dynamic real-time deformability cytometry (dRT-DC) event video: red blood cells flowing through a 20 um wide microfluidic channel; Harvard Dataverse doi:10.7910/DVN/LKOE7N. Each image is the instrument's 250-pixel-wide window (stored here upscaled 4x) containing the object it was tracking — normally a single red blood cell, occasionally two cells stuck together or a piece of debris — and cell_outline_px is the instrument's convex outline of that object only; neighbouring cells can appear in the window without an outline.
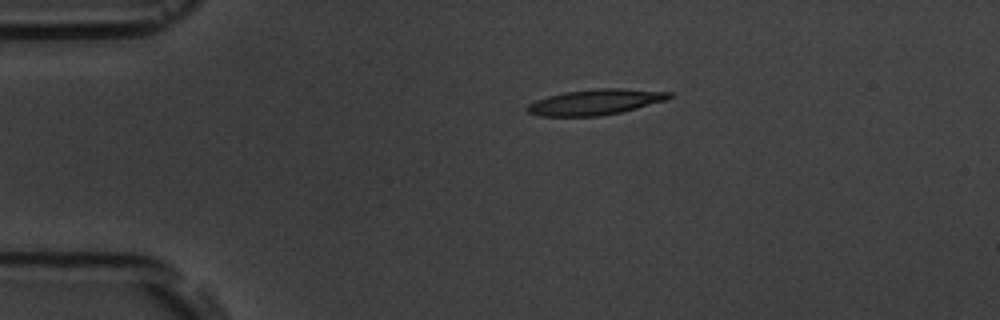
{"species": "common noctule bat (a hibernating species)", "species_latin": "Nyctalus noctula", "temperature_condition": "room temperature", "stored_images_in_passage": 9, "camera_frame_rate_fps": 3000, "um_per_image_px": 0.085, "animal": {"sex": "male", "body_mass_g": 19.5, "forearm_length_mm": 54.6}, "frame": {"image": 1, "passage_image": 1, "time_ms": 0.0, "image_size_px": [1000, 320], "cell_outline_px": [[672, 96], [664, 100], [636, 108], [620, 112], [600, 116], [540, 116], [528, 112], [524, 108], [528, 104], [536, 100], [548, 96], [564, 92], [596, 88], [620, 88], [672, 92]], "centroid_in_image_um": [50.56, 8.67], "position_along_channel_um": 34.4, "area_um2": 21.04}}
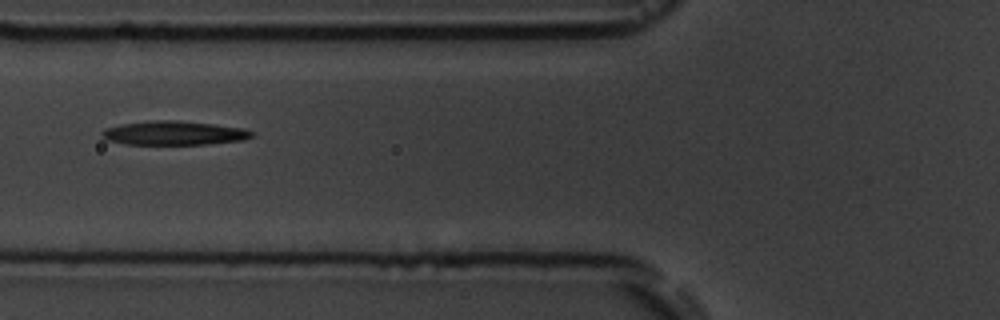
{"frame": {"image": 2, "passage_image": 4, "time_ms": 3.333, "image_size_px": [1000, 320], "cell_outline_px": [[252, 136], [244, 140], [208, 144], [124, 144], [104, 140], [100, 136], [100, 132], [104, 128], [120, 124], [148, 120], [176, 120], [212, 124], [244, 128], [252, 132]], "centroid_in_image_um": [14.69, 11.3], "position_along_channel_um": 111.1, "area_um2": 21.15}}
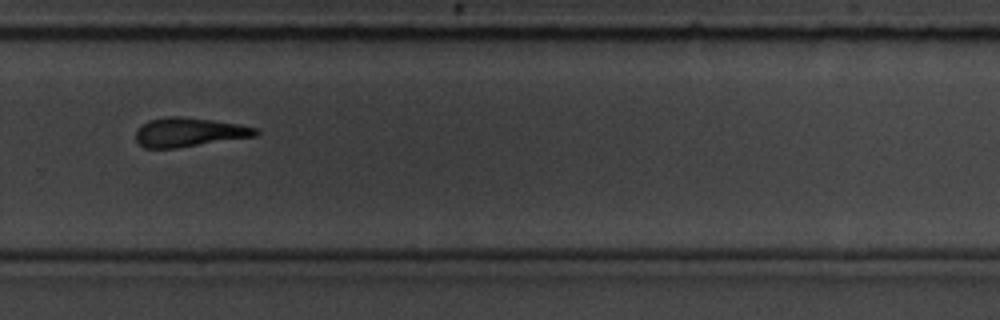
{"frame": {"image": 3, "passage_image": 9, "time_ms": 9.0, "image_size_px": [1000, 320], "cell_outline_px": [[260, 132], [256, 136], [176, 148], [144, 148], [136, 140], [136, 132], [148, 120], [168, 116], [180, 116], [212, 120], [240, 124], [256, 128]], "centroid_in_image_um": [16.08, 11.24], "position_along_channel_um": 313.7, "area_um2": 20.17}}